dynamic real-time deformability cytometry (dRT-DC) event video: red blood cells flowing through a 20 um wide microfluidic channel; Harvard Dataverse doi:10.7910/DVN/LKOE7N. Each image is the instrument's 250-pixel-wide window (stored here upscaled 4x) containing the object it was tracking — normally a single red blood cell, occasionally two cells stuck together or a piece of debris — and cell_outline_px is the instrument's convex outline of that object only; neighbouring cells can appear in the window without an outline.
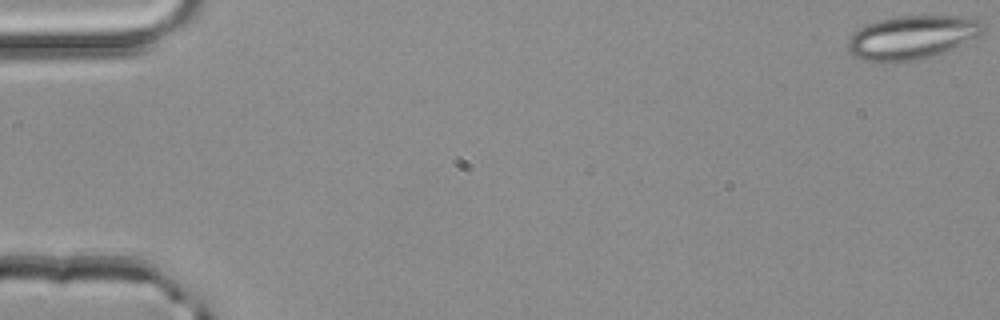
{"species": "common noctule bat (a hibernating species)", "species_latin": "Nyctalus noctula", "temperature_condition": "room temperature", "stored_images_in_passage": 4, "camera_frame_rate_fps": 3000, "um_per_image_px": 0.085, "animal": {"sex": "male", "body_mass_g": 20.4}, "frame": {"image": 1, "passage_image": 1, "time_ms": 0.0, "image_size_px": [1000, 320], "cell_outline_px": [[984, 28], [976, 36], [944, 52], [912, 60], [880, 64], [864, 60], [852, 56], [848, 48], [848, 40], [852, 32], [868, 24], [880, 20], [900, 16], [960, 16], [980, 20]], "centroid_in_image_um": [77.43, 3.19], "position_along_channel_um": 7.6, "area_um2": 33.99}}
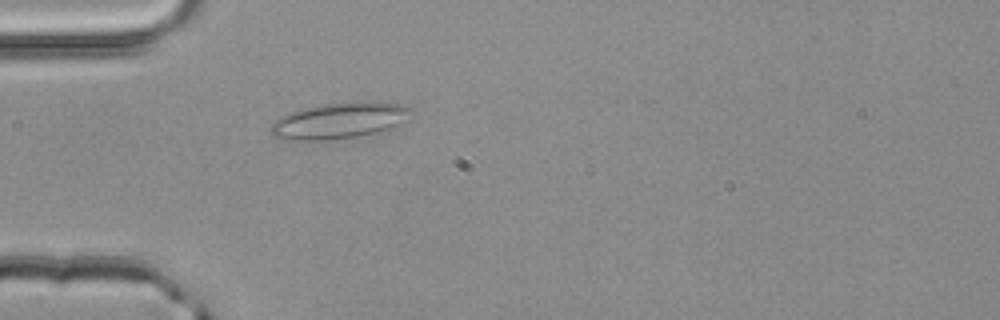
{"frame": {"image": 2, "passage_image": 4, "time_ms": 1.0, "image_size_px": [1000, 320], "cell_outline_px": [[412, 112], [396, 128], [380, 132], [360, 136], [328, 140], [292, 140], [272, 136], [272, 124], [276, 120], [288, 112], [324, 104], [400, 104], [412, 108]], "centroid_in_image_um": [28.83, 10.3], "position_along_channel_um": 56.2, "area_um2": 28.55}}